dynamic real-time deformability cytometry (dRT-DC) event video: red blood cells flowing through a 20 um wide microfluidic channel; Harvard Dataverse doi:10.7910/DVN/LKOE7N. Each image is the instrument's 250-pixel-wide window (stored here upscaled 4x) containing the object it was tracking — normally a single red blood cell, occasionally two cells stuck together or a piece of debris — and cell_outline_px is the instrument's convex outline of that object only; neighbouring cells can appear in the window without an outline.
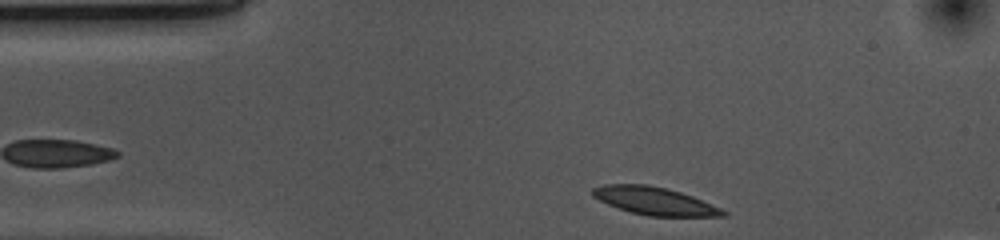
{"species": "common noctule bat (a hibernating species)", "species_latin": "Nyctalus noctula", "temperature_condition": "cold", "stored_images_in_passage": 34, "camera_frame_rate_fps": 3000, "um_per_image_px": 0.085, "animal": {"sex": "female", "body_mass_g": 10.0, "forearm_length_mm": 53.1}, "frame": {"image": 1, "passage_image": 1, "time_ms": 0.0, "image_size_px": [1000, 240], "cell_outline_px": [[728, 216], [648, 216], [632, 212], [608, 204], [592, 196], [592, 188], [604, 184], [648, 184], [680, 192], [692, 196], [720, 208], [728, 212]], "centroid_in_image_um": [55.63, 17.08], "position_along_channel_um": 29.4, "area_um2": 20.87}}
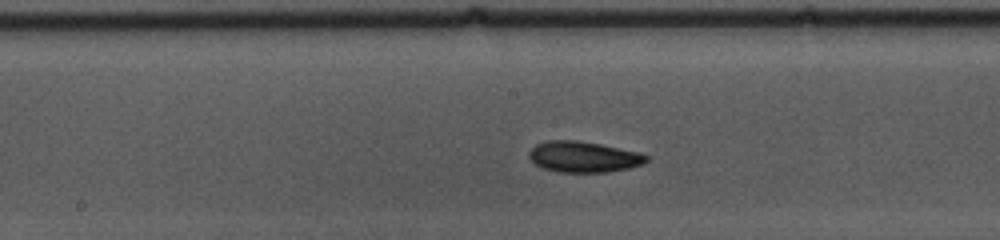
{"frame": {"image": 2, "passage_image": 18, "time_ms": 5.667, "image_size_px": [1000, 240], "cell_outline_px": [[648, 160], [644, 164], [628, 168], [608, 172], [556, 172], [544, 168], [536, 164], [528, 156], [528, 152], [536, 144], [548, 140], [576, 140], [600, 144], [640, 152], [648, 156]], "centroid_in_image_um": [49.61, 13.33], "position_along_channel_um": 198.6, "area_um2": 21.15}}
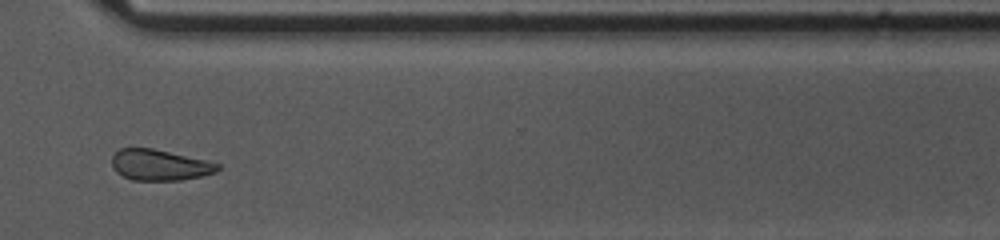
{"frame": {"image": 3, "passage_image": 31, "time_ms": 10.0, "image_size_px": [1000, 240], "cell_outline_px": [[220, 168], [216, 172], [200, 176], [180, 180], [132, 180], [116, 172], [112, 164], [112, 156], [120, 148], [152, 148], [204, 160], [220, 164]], "centroid_in_image_um": [13.55, 14.02], "position_along_channel_um": 357.0, "area_um2": 18.79}, "authors_computed_cell_mechanics": {"area_um2": 20.5768, "velocity_mm_per_s": 3.6576, "shape_relaxation_time_tau1_ms": 2.6886, "shape_relaxation_time_tau2_ms": 5.365, "deformation_change_tau1": 0.0879, "deformation_change_tau2": 0.0914}}